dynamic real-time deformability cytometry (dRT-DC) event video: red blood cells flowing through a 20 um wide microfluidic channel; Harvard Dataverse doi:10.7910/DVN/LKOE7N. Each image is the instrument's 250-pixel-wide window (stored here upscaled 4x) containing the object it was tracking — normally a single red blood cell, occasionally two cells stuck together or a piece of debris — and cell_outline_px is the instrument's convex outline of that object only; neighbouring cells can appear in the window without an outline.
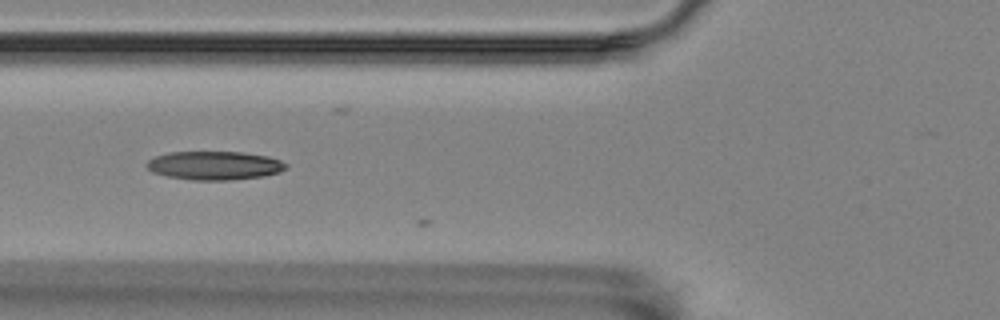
{"species": "Egyptian fruit bat (a non-hibernating species)", "species_latin": "Rousettus aegyptiacus", "temperature_condition": "room temperature", "stored_images_in_passage": 13, "camera_frame_rate_fps": 3000, "um_per_image_px": 0.085, "animal": {"sex": "female"}, "frame": {"image": 1, "passage_image": 5, "time_ms": 1.333, "image_size_px": [1000, 320], "cell_outline_px": [[288, 168], [280, 172], [264, 176], [228, 180], [192, 180], [168, 176], [152, 172], [144, 164], [148, 160], [156, 156], [168, 152], [244, 152], [268, 156], [280, 160], [288, 164]], "centroid_in_image_um": [18.25, 14.06], "position_along_channel_um": 107.5, "area_um2": 23.35}}
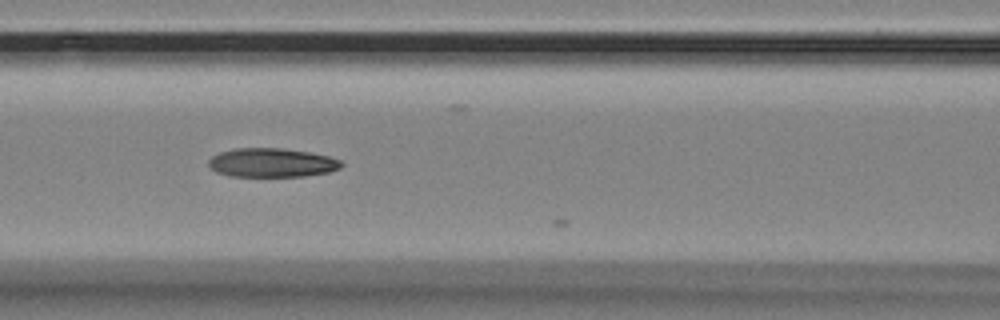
{"frame": {"image": 2, "passage_image": 8, "time_ms": 2.333, "image_size_px": [1000, 320], "cell_outline_px": [[344, 164], [340, 168], [328, 172], [304, 176], [228, 176], [216, 172], [208, 164], [208, 160], [212, 156], [220, 152], [236, 148], [284, 148], [308, 152], [328, 156], [340, 160]], "centroid_in_image_um": [23.09, 13.82], "position_along_channel_um": 143.5, "area_um2": 22.37}}
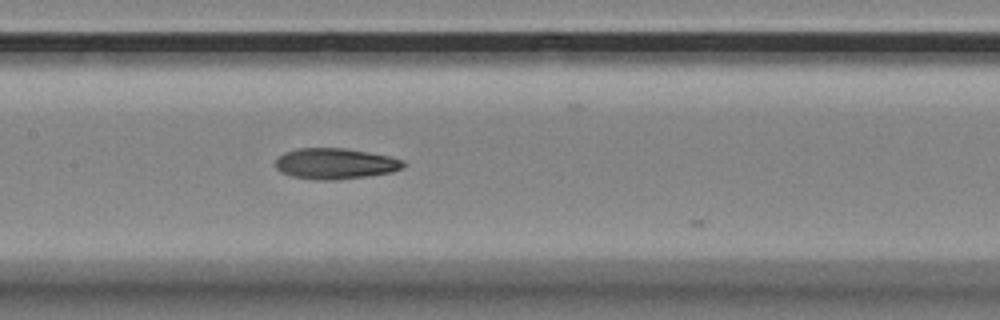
{"frame": {"image": 3, "passage_image": 11, "time_ms": 3.333, "image_size_px": [1000, 320], "cell_outline_px": [[408, 164], [404, 168], [392, 172], [368, 176], [336, 180], [316, 180], [292, 176], [280, 172], [276, 168], [276, 160], [284, 152], [296, 148], [344, 148], [392, 156], [404, 160]], "centroid_in_image_um": [28.54, 13.91], "position_along_channel_um": 178.9, "area_um2": 23.29}}